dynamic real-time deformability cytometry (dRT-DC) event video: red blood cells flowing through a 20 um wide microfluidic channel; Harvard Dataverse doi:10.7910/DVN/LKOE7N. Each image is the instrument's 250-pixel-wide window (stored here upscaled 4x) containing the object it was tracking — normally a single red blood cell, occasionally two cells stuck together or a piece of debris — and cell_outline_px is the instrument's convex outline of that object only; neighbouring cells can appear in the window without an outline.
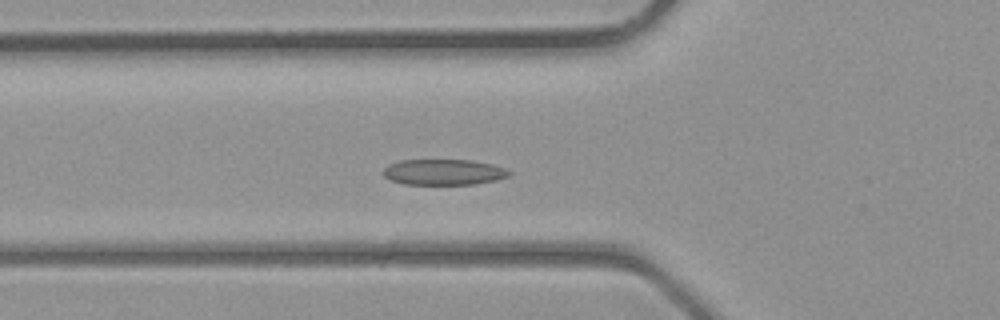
{"species": "common noctule bat (a hibernating species)", "species_latin": "Nyctalus noctula", "temperature_condition": "room temperature", "stored_images_in_passage": 29, "camera_frame_rate_fps": 3000, "um_per_image_px": 0.085, "animal": {"sex": "male", "body_mass_g": 23.1, "forearm_length_mm": 52.7}, "frame": {"image": 1, "passage_image": 3, "time_ms": 0.667, "image_size_px": [1000, 320], "cell_outline_px": [[512, 172], [508, 176], [496, 180], [476, 184], [404, 184], [392, 180], [384, 176], [380, 172], [388, 164], [400, 160], [472, 160], [492, 164], [504, 168]], "centroid_in_image_um": [37.69, 14.62], "position_along_channel_um": 88.1, "area_um2": 18.96}}
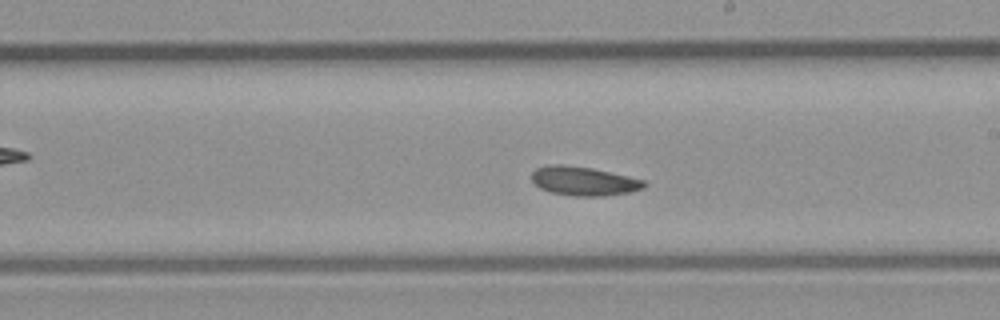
{"frame": {"image": 2, "passage_image": 12, "time_ms": 3.667, "image_size_px": [1000, 320], "cell_outline_px": [[648, 184], [644, 188], [628, 192], [604, 196], [576, 196], [552, 192], [540, 188], [532, 180], [532, 172], [536, 168], [548, 164], [560, 164], [592, 168], [628, 176], [644, 180]], "centroid_in_image_um": [49.62, 15.38], "position_along_channel_um": 239.4, "area_um2": 18.9}}
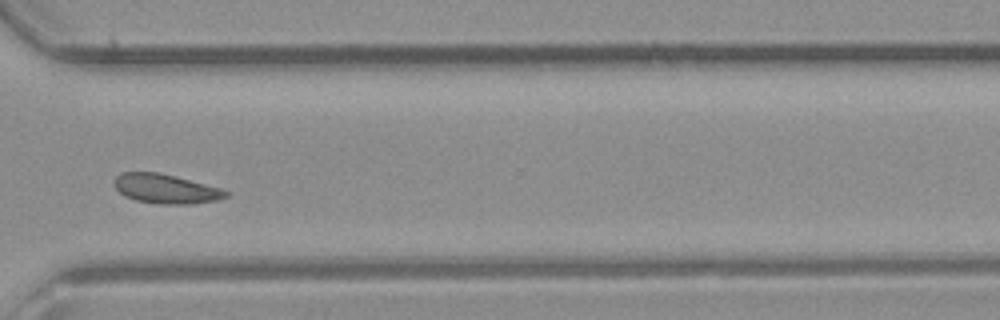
{"frame": {"image": 3, "passage_image": 19, "time_ms": 6.0, "image_size_px": [1000, 320], "cell_outline_px": [[228, 196], [216, 200], [192, 204], [160, 204], [136, 200], [124, 196], [112, 184], [116, 176], [120, 172], [160, 172], [220, 188], [228, 192]], "centroid_in_image_um": [14.05, 16.04], "position_along_channel_um": 356.6, "area_um2": 19.07}}